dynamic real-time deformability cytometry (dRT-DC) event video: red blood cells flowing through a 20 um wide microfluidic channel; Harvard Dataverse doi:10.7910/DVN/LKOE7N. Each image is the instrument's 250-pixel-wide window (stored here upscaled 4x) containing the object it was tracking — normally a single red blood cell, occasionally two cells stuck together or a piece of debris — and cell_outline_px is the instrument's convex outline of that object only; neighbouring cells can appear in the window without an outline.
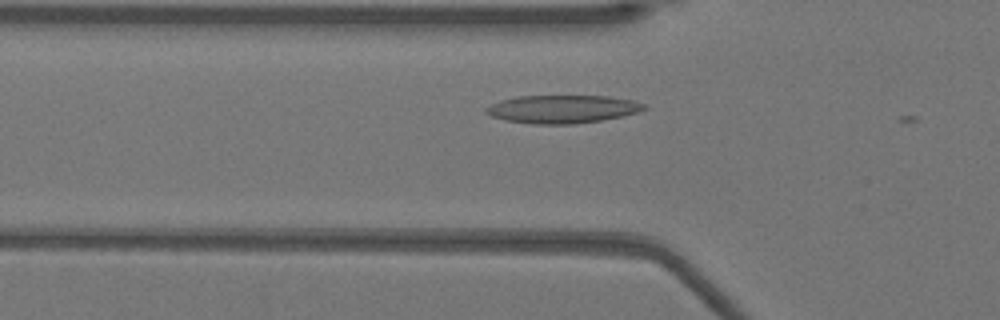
{"species": "Egyptian fruit bat (a non-hibernating species)", "species_latin": "Rousettus aegyptiacus", "temperature_condition": "warm", "stored_images_in_passage": 3, "camera_frame_rate_fps": 3000, "um_per_image_px": 0.085, "animal": {"sex": "female"}, "frame": {"image": 1, "passage_image": 2, "time_ms": 0.333, "image_size_px": [1000, 320], "cell_outline_px": [[648, 108], [636, 112], [620, 116], [600, 120], [572, 124], [532, 124], [504, 120], [492, 116], [484, 112], [484, 108], [500, 100], [520, 96], [608, 96], [632, 100], [644, 104]], "centroid_in_image_um": [47.76, 9.27], "position_along_channel_um": 78.0, "area_um2": 25.66}}